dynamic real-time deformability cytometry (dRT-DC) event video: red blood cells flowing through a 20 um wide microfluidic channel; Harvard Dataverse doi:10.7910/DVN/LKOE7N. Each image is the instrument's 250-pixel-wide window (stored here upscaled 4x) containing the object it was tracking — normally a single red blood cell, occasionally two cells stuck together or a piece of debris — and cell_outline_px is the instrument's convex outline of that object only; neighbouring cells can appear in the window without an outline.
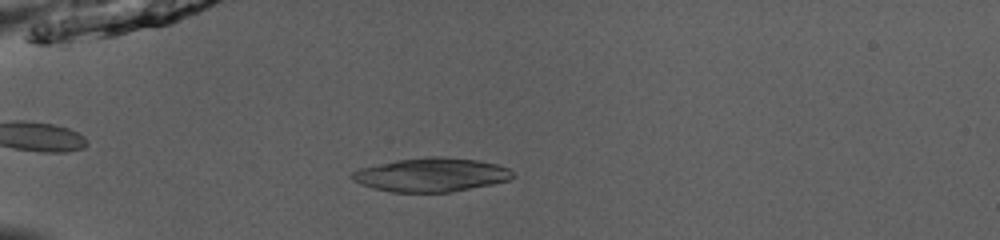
{"species": "common noctule bat (a hibernating species)", "species_latin": "Nyctalus noctula", "temperature_condition": "room temperature", "stored_images_in_passage": 39, "camera_frame_rate_fps": 3000, "um_per_image_px": 0.085, "animal": {"sex": "male", "body_mass_g": 13.0, "forearm_length_mm": 53.1}, "frame": {"image": 1, "passage_image": 3, "time_ms": 0.667, "image_size_px": [1000, 240], "cell_outline_px": [[516, 176], [508, 180], [492, 184], [452, 192], [392, 192], [360, 184], [352, 180], [348, 176], [352, 172], [360, 168], [396, 160], [428, 156], [440, 156], [476, 160], [496, 164], [508, 168]], "centroid_in_image_um": [36.64, 14.85], "position_along_channel_um": 48.4, "area_um2": 31.62}}
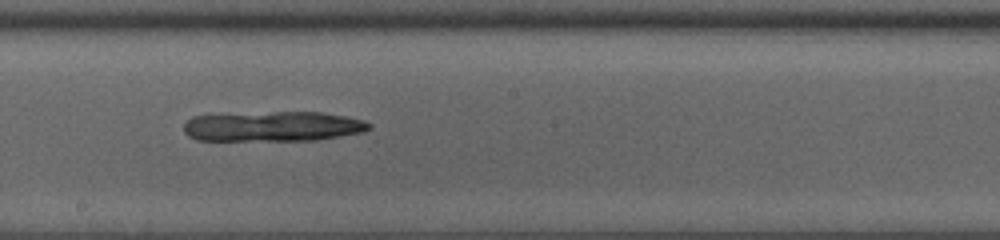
{"frame": {"image": 2, "passage_image": 18, "time_ms": 5.667, "image_size_px": [1000, 240], "cell_outline_px": [[372, 128], [364, 132], [316, 140], [196, 140], [188, 136], [184, 132], [184, 124], [192, 116], [276, 112], [320, 112], [344, 116], [364, 120], [372, 124]], "centroid_in_image_um": [23.24, 10.75], "position_along_channel_um": 225.0, "area_um2": 32.31}}
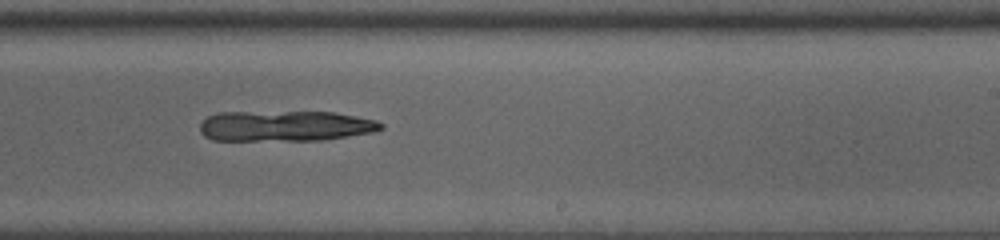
{"frame": {"image": 3, "passage_image": 21, "time_ms": 6.667, "image_size_px": [1000, 240], "cell_outline_px": [[384, 128], [372, 132], [320, 140], [212, 140], [204, 136], [200, 132], [200, 124], [208, 116], [220, 112], [336, 112], [376, 120], [384, 124]], "centroid_in_image_um": [24.24, 10.7], "position_along_channel_um": 264.8, "area_um2": 32.19}}